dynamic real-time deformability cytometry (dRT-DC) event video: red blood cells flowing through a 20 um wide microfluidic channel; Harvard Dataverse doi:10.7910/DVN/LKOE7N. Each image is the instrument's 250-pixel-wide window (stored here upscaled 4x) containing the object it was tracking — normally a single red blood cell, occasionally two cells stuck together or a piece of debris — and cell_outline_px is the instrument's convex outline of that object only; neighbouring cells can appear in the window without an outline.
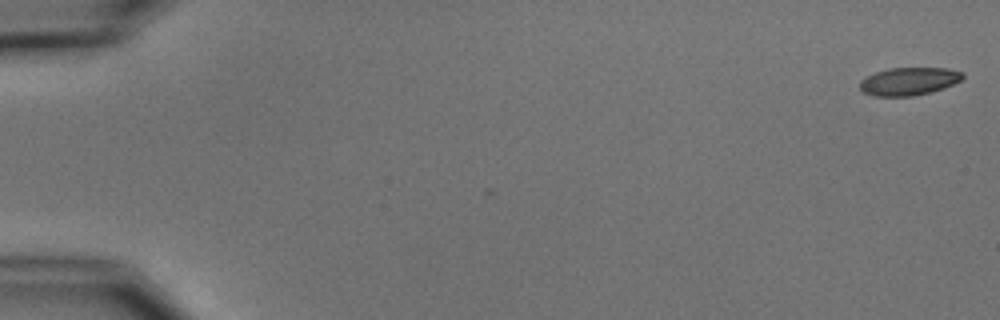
{"species": "common noctule bat (a hibernating species)", "species_latin": "Nyctalus noctula", "temperature_condition": "cold", "stored_images_in_passage": 5, "camera_frame_rate_fps": 3000, "um_per_image_px": 0.085, "animal": {"sex": "male", "body_mass_g": 15.6}, "frame": {"image": 1, "passage_image": 1, "time_ms": 0.0, "image_size_px": [1000, 320], "cell_outline_px": [[964, 76], [960, 80], [944, 88], [932, 92], [912, 96], [872, 96], [864, 92], [860, 88], [860, 80], [876, 72], [888, 68], [948, 68], [964, 72]], "centroid_in_image_um": [77.27, 6.91], "position_along_channel_um": 7.7, "area_um2": 16.7}}